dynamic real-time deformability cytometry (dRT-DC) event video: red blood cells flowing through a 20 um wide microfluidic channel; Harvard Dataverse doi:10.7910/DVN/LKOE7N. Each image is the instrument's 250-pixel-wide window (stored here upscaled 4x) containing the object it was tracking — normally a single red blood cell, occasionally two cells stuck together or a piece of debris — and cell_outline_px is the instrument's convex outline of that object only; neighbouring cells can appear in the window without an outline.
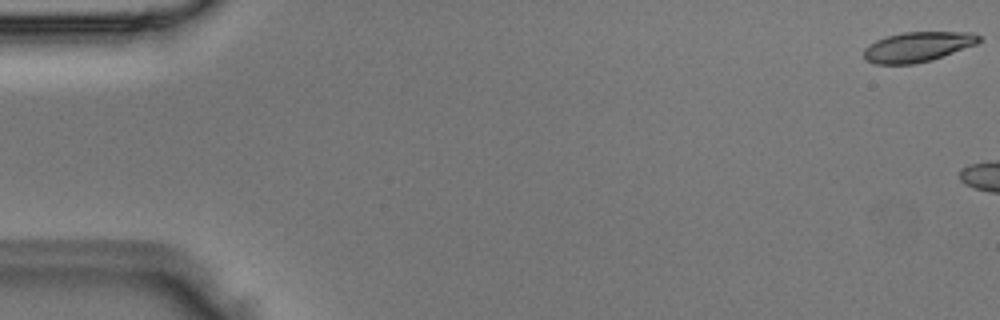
{"species": "Egyptian fruit bat (a non-hibernating species)", "species_latin": "Rousettus aegyptiacus", "temperature_condition": "room temperature", "stored_images_in_passage": 4, "camera_frame_rate_fps": 3000, "um_per_image_px": 0.085, "animal": {"sex": "male"}, "frame": {"image": 1, "passage_image": 1, "time_ms": 0.0, "image_size_px": [1000, 320], "cell_outline_px": [[984, 40], [976, 44], [932, 60], [916, 64], [876, 64], [864, 60], [864, 48], [868, 44], [876, 40], [888, 36], [904, 32], [972, 32], [980, 36]], "centroid_in_image_um": [78.0, 3.98], "position_along_channel_um": 7.0, "area_um2": 20.23}}